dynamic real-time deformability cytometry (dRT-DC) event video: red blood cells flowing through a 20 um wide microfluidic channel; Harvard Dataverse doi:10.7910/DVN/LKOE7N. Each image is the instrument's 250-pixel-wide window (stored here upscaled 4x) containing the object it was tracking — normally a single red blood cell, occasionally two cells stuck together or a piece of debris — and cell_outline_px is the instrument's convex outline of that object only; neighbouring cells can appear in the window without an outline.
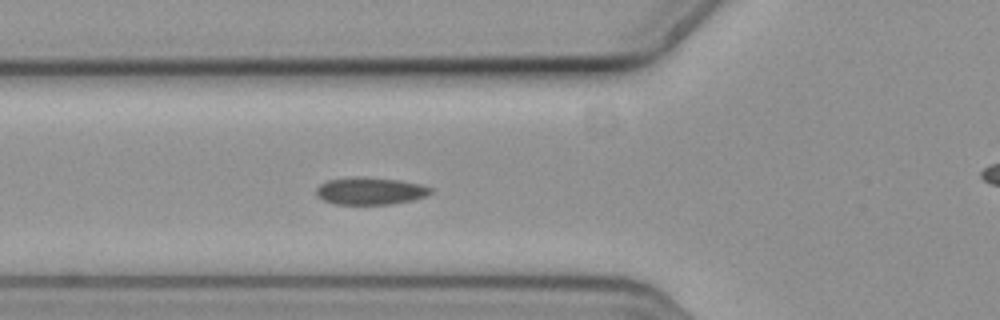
{"species": "common noctule bat (a hibernating species)", "species_latin": "Nyctalus noctula", "temperature_condition": "cold", "stored_images_in_passage": 7, "segment_of_instrument_passage": [1, 2], "camera_frame_rate_fps": 3000, "um_per_image_px": 0.085, "animal": {"sex": "female", "body_mass_g": 19.3, "forearm_length_mm": 54.1}, "frame": {"image": 1, "passage_image": 6, "time_ms": 1.667, "image_size_px": [1000, 320], "cell_outline_px": [[432, 192], [428, 196], [412, 200], [392, 204], [332, 204], [316, 196], [316, 188], [320, 184], [328, 180], [400, 180], [420, 184], [432, 188]], "centroid_in_image_um": [31.51, 16.29], "position_along_channel_um": 94.3, "area_um2": 17.28}}